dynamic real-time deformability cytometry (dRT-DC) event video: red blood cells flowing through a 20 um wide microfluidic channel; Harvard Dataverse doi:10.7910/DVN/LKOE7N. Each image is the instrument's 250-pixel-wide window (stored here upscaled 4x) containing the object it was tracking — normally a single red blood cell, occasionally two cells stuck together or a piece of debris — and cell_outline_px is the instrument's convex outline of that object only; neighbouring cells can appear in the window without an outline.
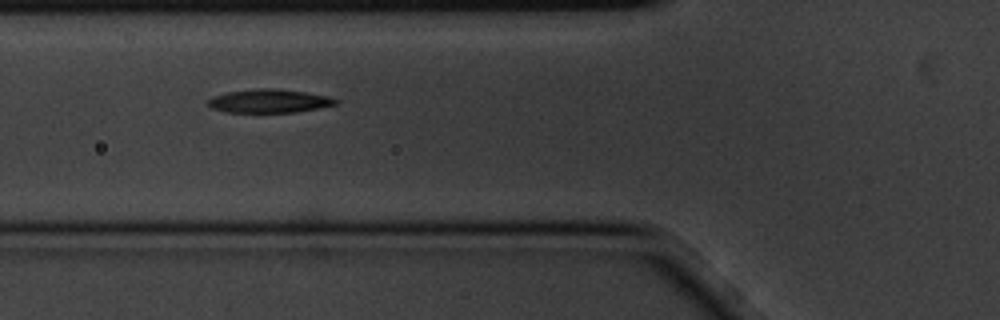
{"species": "common noctule bat (a hibernating species)", "species_latin": "Nyctalus noctula", "temperature_condition": "cold", "stored_images_in_passage": 6, "camera_frame_rate_fps": 3000, "um_per_image_px": 0.085, "animal": {"sex": "male", "body_mass_g": 20.1, "forearm_length_mm": 53.5}, "frame": {"image": 1, "passage_image": 5, "time_ms": 1.333, "image_size_px": [1000, 320], "cell_outline_px": [[340, 100], [336, 104], [320, 108], [296, 112], [224, 112], [212, 108], [204, 104], [212, 96], [228, 92], [260, 88], [276, 88], [304, 92], [328, 96]], "centroid_in_image_um": [22.86, 8.59], "position_along_channel_um": 102.9, "area_um2": 17.57}}
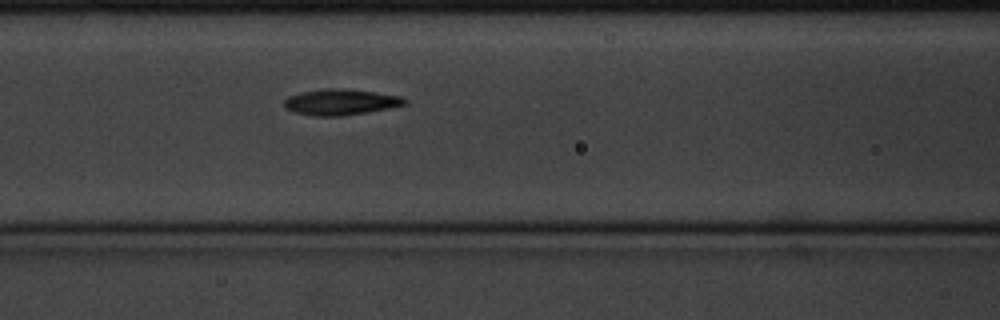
{"frame": {"image": 2, "passage_image": 6, "time_ms": 1.667, "image_size_px": [1000, 320], "cell_outline_px": [[408, 104], [368, 112], [340, 116], [312, 116], [292, 112], [284, 108], [284, 100], [288, 96], [300, 92], [324, 88], [344, 88], [376, 92], [400, 96], [408, 100]], "centroid_in_image_um": [28.92, 8.67], "position_along_channel_um": 137.7, "area_um2": 18.5}}